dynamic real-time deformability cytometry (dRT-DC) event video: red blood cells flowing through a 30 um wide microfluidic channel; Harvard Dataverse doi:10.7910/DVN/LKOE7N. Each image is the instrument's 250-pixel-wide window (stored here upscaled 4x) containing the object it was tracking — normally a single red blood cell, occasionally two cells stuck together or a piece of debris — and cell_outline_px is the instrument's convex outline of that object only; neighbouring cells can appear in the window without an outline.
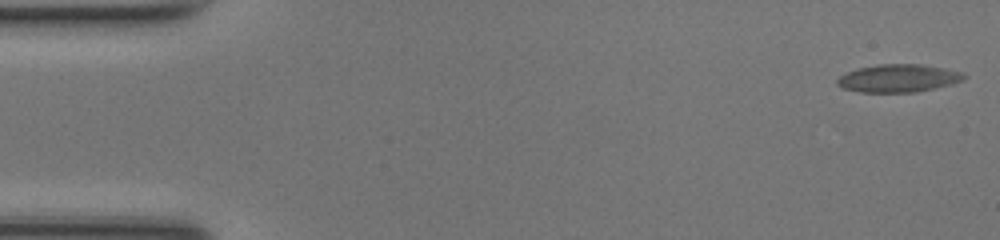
{"species": "common noctule bat (a hibernating species)", "species_latin": "Nyctalus noctula", "temperature_condition": "room temperature", "stored_images_in_passage": 48, "camera_frame_rate_fps": 3000, "um_per_image_px": 0.085, "animal": {"sex": "female", "body_mass_g": 17.0, "forearm_length_mm": 48.0}, "frame": {"image": 1, "passage_image": 1, "time_ms": 0.0, "image_size_px": [1000, 240], "cell_outline_px": [[968, 76], [964, 80], [952, 84], [916, 92], [860, 92], [844, 88], [836, 84], [836, 80], [840, 76], [848, 72], [860, 68], [880, 64], [920, 64], [964, 72]], "centroid_in_image_um": [76.4, 6.65], "position_along_channel_um": 8.6, "area_um2": 20.46}}
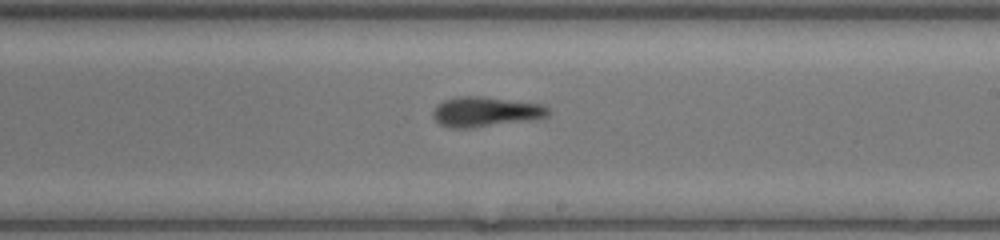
{"frame": {"image": 2, "passage_image": 28, "time_ms": 9.0, "image_size_px": [1000, 240], "cell_outline_px": [[548, 116], [536, 120], [472, 128], [448, 128], [440, 124], [432, 116], [432, 112], [444, 100], [456, 96], [484, 96], [540, 104], [548, 108]], "centroid_in_image_um": [41.28, 9.51], "position_along_channel_um": 247.7, "area_um2": 20.29}}
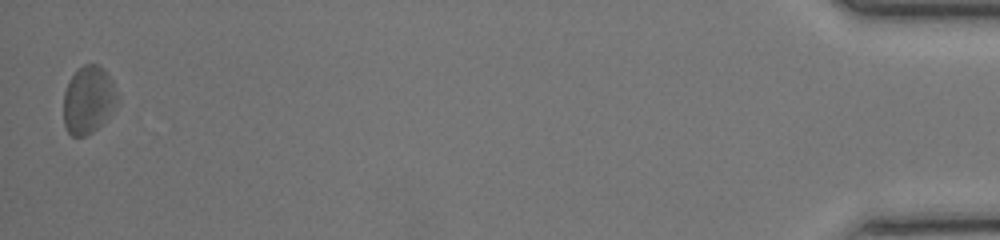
{"frame": {"image": 3, "passage_image": 48, "time_ms": 15.667, "image_size_px": [1000, 240], "cell_outline_px": [[120, 100], [108, 116], [92, 132], [84, 136], [72, 136], [68, 132], [64, 124], [64, 92], [72, 76], [84, 64], [96, 64], [104, 68], [112, 80], [120, 96]], "centroid_in_image_um": [7.54, 8.48], "position_along_channel_um": 427.7, "area_um2": 21.15}, "authors_computed_cell_mechanics": {"area_um2": 19.941, "velocity_mm_per_s": 4.218, "shape_relaxation_time_tau1_ms": 3.5327, "shape_relaxation_time_tau2_ms": 5.1141, "deformation_change_tau1": 0.1421, "deformation_change_tau2": 0.1564}}